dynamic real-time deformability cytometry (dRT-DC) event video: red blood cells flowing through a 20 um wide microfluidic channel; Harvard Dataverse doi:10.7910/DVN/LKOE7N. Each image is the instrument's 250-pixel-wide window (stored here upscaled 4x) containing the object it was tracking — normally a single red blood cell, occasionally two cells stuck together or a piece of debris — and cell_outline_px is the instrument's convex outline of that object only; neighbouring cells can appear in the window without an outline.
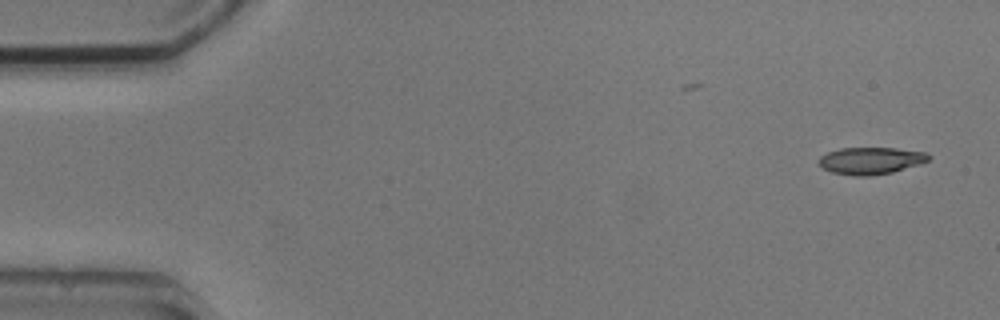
{"species": "common noctule bat (a hibernating species)", "species_latin": "Nyctalus noctula", "temperature_condition": "cold", "stored_images_in_passage": 6, "camera_frame_rate_fps": 3000, "um_per_image_px": 0.085, "animal": {"sex": "male", "body_mass_g": 20.5, "forearm_length_mm": 52.5}, "frame": {"image": 1, "passage_image": 1, "time_ms": 0.0, "image_size_px": [1000, 320], "cell_outline_px": [[932, 156], [928, 160], [920, 164], [892, 172], [868, 176], [852, 176], [832, 172], [824, 168], [816, 160], [820, 156], [828, 152], [840, 148], [896, 148], [924, 152]], "centroid_in_image_um": [74.0, 13.65], "position_along_channel_um": 11.0, "area_um2": 17.28}}